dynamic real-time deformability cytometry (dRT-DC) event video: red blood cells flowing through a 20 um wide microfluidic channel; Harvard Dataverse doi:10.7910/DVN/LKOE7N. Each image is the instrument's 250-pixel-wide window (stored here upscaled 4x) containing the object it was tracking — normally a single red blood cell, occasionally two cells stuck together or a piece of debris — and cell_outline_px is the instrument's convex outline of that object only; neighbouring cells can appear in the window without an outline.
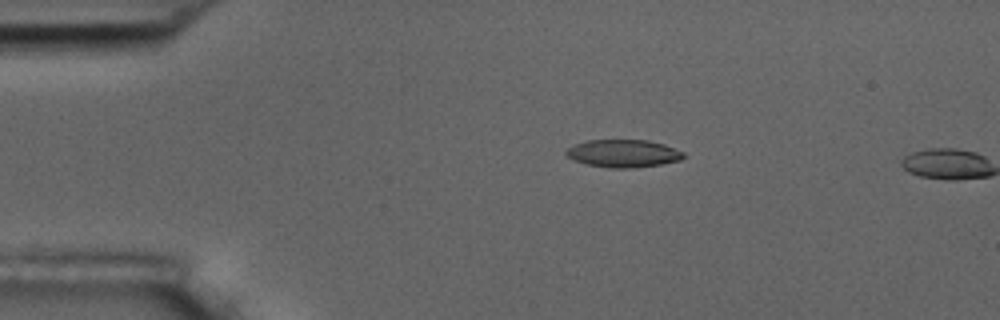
{"species": "common noctule bat (a hibernating species)", "species_latin": "Nyctalus noctula", "temperature_condition": "room temperature", "stored_images_in_passage": 5, "camera_frame_rate_fps": 3000, "um_per_image_px": 0.085, "animal": {"sex": "male", "body_mass_g": 17.5, "forearm_length_mm": 52.3}, "frame": {"image": 1, "passage_image": 4, "time_ms": 3.333, "image_size_px": [1000, 320], "cell_outline_px": [[684, 156], [680, 160], [660, 164], [632, 168], [608, 168], [588, 164], [576, 160], [568, 156], [564, 152], [568, 148], [576, 144], [588, 140], [648, 140], [664, 144], [684, 152]], "centroid_in_image_um": [53.0, 13.04], "position_along_channel_um": 32.0, "area_um2": 18.73}}